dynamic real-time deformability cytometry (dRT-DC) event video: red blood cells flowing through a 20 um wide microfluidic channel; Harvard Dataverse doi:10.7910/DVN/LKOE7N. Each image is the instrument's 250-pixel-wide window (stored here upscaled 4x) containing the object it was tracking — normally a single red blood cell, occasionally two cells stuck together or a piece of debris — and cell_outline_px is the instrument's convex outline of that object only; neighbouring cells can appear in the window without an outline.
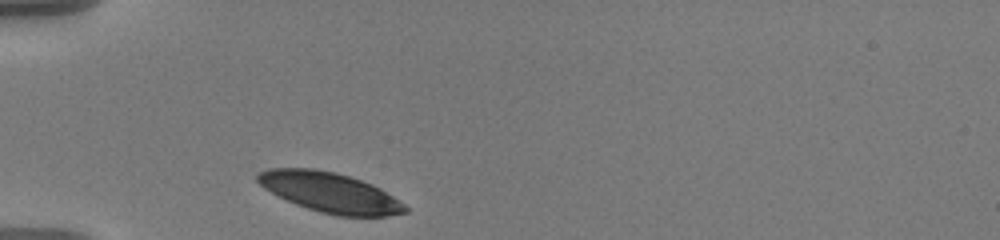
{"species": "human", "species_latin": "Homo sapiens", "temperature_condition": "warm", "stored_images_in_passage": 33, "camera_frame_rate_fps": 3000, "um_per_image_px": 0.085, "donor": {"sex": "male"}, "frame": {"image": 1, "passage_image": 1, "time_ms": 0.0, "image_size_px": [1000, 240], "cell_outline_px": [[408, 212], [388, 216], [336, 216], [320, 212], [296, 204], [264, 188], [256, 180], [256, 176], [260, 172], [268, 168], [312, 168], [336, 172], [372, 184], [380, 188], [404, 204], [408, 208]], "centroid_in_image_um": [28.05, 16.35], "position_along_channel_um": 56.9, "area_um2": 34.1}}
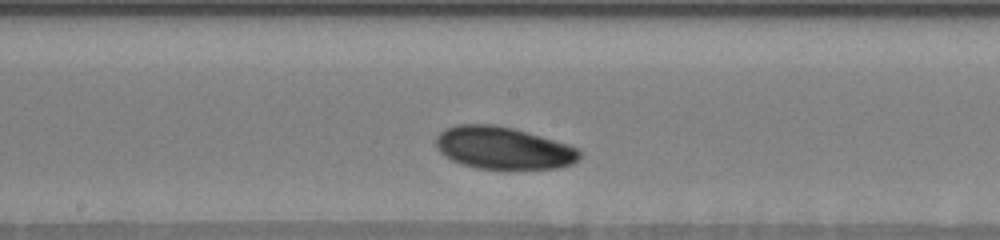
{"frame": {"image": 2, "passage_image": 15, "time_ms": 4.667, "image_size_px": [1000, 240], "cell_outline_px": [[580, 160], [572, 164], [560, 168], [476, 168], [452, 160], [440, 152], [436, 144], [436, 136], [444, 128], [456, 124], [492, 124], [512, 128], [568, 144], [580, 148]], "centroid_in_image_um": [42.78, 12.57], "position_along_channel_um": 205.4, "area_um2": 35.26}}
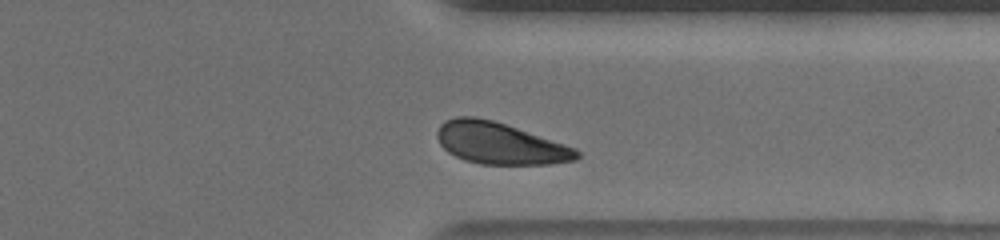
{"frame": {"image": 3, "passage_image": 29, "time_ms": 9.333, "image_size_px": [1000, 240], "cell_outline_px": [[580, 156], [576, 160], [552, 164], [480, 164], [464, 160], [448, 152], [440, 144], [436, 136], [436, 132], [440, 124], [444, 120], [456, 116], [472, 116], [492, 120], [576, 148], [580, 152]], "centroid_in_image_um": [42.46, 12.19], "position_along_channel_um": 368.9, "area_um2": 33.76}, "authors_computed_cell_mechanics": {"area_um2": 34.6222, "velocity_mm_per_s": 3.4887, "shape_relaxation_time_tau1_ms": 1.6643, "shape_relaxation_time_tau2_ms": null, "deformation_change_tau1": 0.052, "deformation_change_tau2": null}}